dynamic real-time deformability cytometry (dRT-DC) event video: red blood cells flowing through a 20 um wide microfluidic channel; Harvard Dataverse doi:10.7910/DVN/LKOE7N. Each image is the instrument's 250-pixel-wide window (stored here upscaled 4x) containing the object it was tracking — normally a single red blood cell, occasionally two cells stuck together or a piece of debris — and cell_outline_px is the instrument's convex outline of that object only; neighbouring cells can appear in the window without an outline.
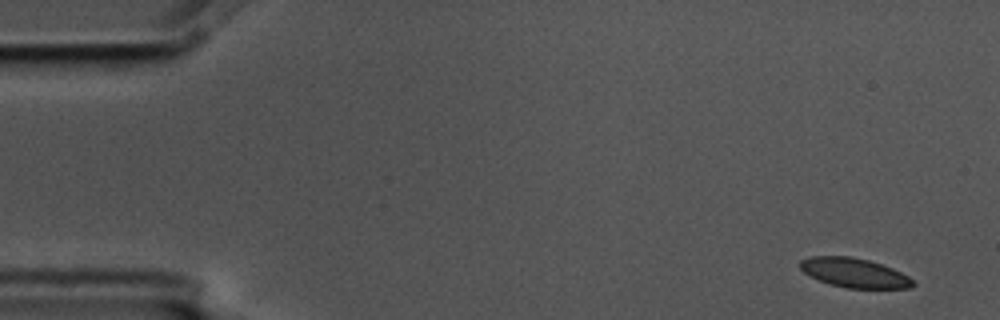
{"species": "common noctule bat (a hibernating species)", "species_latin": "Nyctalus noctula", "temperature_condition": "cold", "stored_images_in_passage": 4, "camera_frame_rate_fps": 3000, "um_per_image_px": 0.085, "animal": {"sex": "male", "body_mass_g": 17.5, "forearm_length_mm": 52.3}, "frame": {"image": 1, "passage_image": 1, "time_ms": 0.0, "image_size_px": [1000, 320], "cell_outline_px": [[916, 284], [912, 288], [848, 288], [832, 284], [820, 280], [804, 272], [800, 268], [800, 260], [812, 256], [848, 256], [868, 260], [892, 268], [908, 276]], "centroid_in_image_um": [72.63, 23.19], "position_along_channel_um": 12.4, "area_um2": 19.02}}
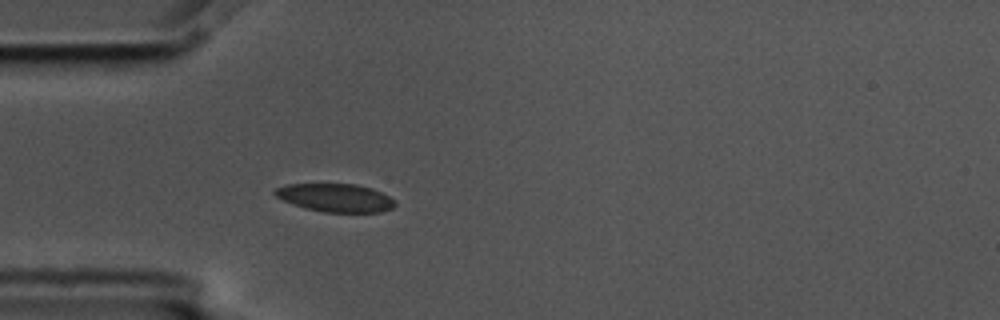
{"frame": {"image": 2, "passage_image": 4, "time_ms": 1.0, "image_size_px": [1000, 320], "cell_outline_px": [[396, 204], [392, 208], [380, 212], [324, 212], [304, 208], [292, 204], [276, 196], [272, 192], [276, 188], [288, 184], [356, 184], [372, 188], [396, 200]], "centroid_in_image_um": [28.52, 16.81], "position_along_channel_um": 56.5, "area_um2": 19.71}}